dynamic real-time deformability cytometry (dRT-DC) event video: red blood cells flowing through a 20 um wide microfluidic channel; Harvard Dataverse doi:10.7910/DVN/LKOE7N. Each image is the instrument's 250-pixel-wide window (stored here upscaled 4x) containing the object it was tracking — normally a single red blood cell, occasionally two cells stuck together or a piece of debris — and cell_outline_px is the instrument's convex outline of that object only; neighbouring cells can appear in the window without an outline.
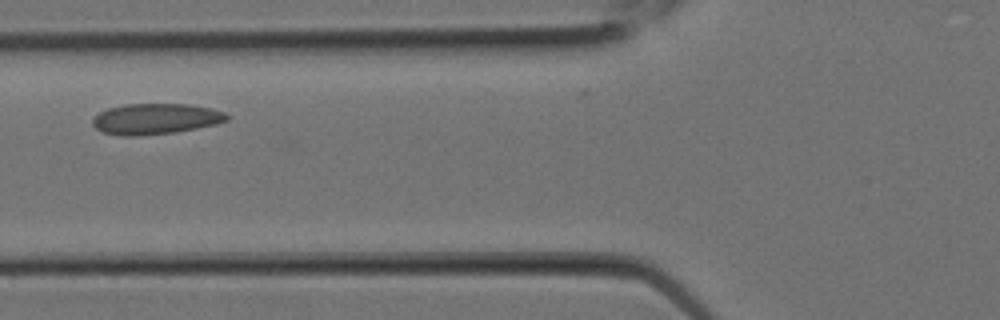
{"species": "Egyptian fruit bat (a non-hibernating species)", "species_latin": "Rousettus aegyptiacus", "temperature_condition": "room temperature", "stored_images_in_passage": 2, "camera_frame_rate_fps": 3000, "um_per_image_px": 0.085, "animal": {"sex": "female"}, "frame": {"image": 1, "passage_image": 2, "time_ms": 0.333, "image_size_px": [1000, 320], "cell_outline_px": [[228, 120], [216, 124], [196, 128], [172, 132], [140, 136], [124, 136], [100, 132], [92, 124], [92, 120], [100, 112], [108, 108], [124, 104], [188, 104], [212, 108], [224, 112], [228, 116]], "centroid_in_image_um": [13.2, 10.1], "position_along_channel_um": 112.6, "area_um2": 24.04}}